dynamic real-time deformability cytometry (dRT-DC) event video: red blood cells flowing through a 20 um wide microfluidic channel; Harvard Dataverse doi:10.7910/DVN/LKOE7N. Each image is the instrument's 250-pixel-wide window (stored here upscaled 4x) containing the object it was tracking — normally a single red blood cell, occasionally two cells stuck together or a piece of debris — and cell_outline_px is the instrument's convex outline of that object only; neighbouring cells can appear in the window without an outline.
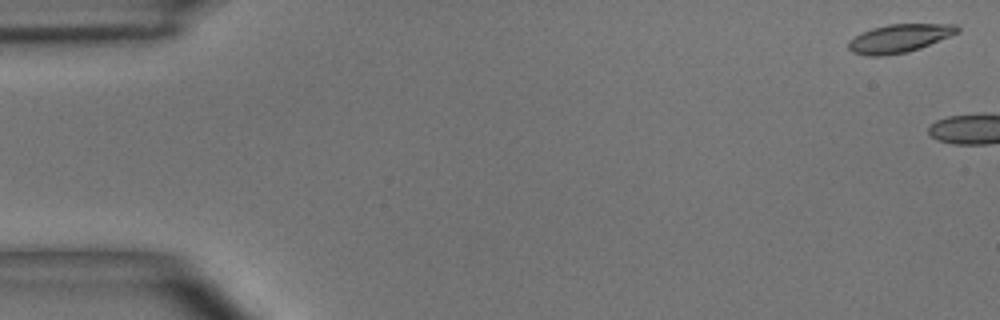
{"species": "common noctule bat (a hibernating species)", "species_latin": "Nyctalus noctula", "temperature_condition": "room temperature", "stored_images_in_passage": 3, "camera_frame_rate_fps": 3000, "um_per_image_px": 0.085, "animal": {"sex": "male", "body_mass_g": 15.6}, "frame": {"image": 1, "passage_image": 1, "time_ms": 0.0, "image_size_px": [1000, 320], "cell_outline_px": [[960, 32], [920, 48], [908, 52], [880, 56], [868, 56], [852, 52], [848, 48], [848, 40], [872, 28], [888, 24], [956, 24], [960, 28]], "centroid_in_image_um": [76.45, 3.26], "position_along_channel_um": 8.5, "area_um2": 17.92}}